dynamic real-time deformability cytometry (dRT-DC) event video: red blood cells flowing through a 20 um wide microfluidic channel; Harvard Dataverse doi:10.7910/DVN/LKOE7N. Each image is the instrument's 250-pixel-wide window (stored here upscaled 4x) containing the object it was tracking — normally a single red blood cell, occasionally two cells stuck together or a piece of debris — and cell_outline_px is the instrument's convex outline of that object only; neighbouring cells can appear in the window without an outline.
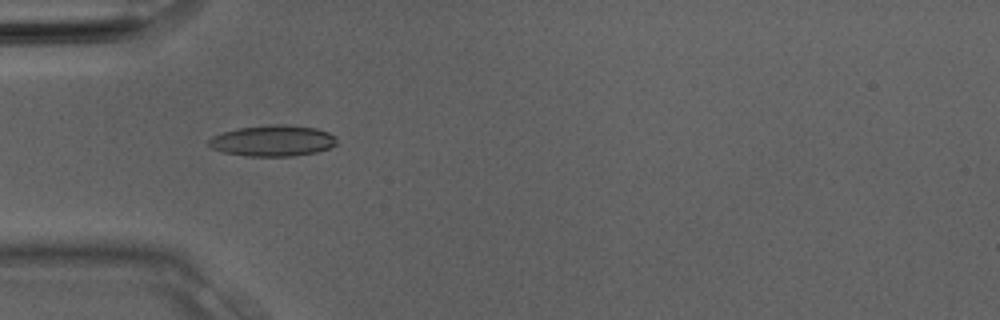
{"species": "Egyptian fruit bat (a non-hibernating species)", "species_latin": "Rousettus aegyptiacus", "temperature_condition": "room temperature", "stored_images_in_passage": 1, "camera_frame_rate_fps": 3000, "um_per_image_px": 0.085, "animal": {"sex": "male"}, "frame": {"image": 1, "passage_image": 1, "time_ms": 0.0, "image_size_px": [1000, 320], "cell_outline_px": [[336, 144], [328, 148], [316, 152], [292, 156], [248, 156], [224, 152], [212, 148], [208, 144], [208, 140], [212, 136], [224, 132], [240, 128], [268, 124], [284, 124], [316, 128], [328, 132], [336, 136]], "centroid_in_image_um": [23.19, 11.95], "position_along_channel_um": 61.8, "area_um2": 23.06}}